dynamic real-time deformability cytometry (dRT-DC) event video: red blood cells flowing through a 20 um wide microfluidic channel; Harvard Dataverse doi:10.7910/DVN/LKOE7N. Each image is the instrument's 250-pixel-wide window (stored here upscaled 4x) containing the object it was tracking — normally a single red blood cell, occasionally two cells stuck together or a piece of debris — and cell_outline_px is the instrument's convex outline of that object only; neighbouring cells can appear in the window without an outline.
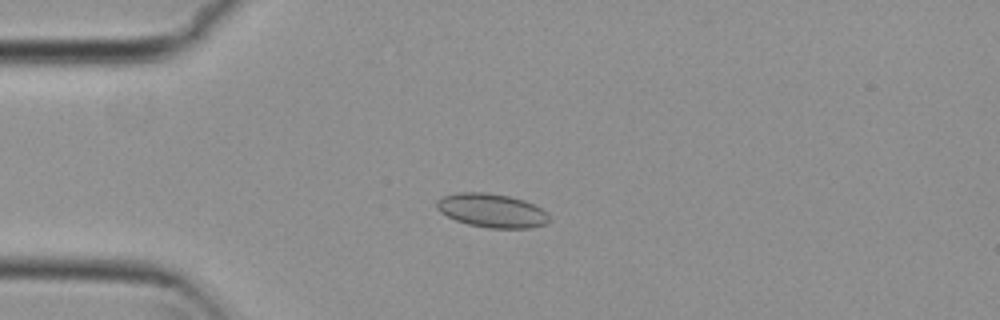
{"species": "common noctule bat (a hibernating species)", "species_latin": "Nyctalus noctula", "temperature_condition": "cold", "stored_images_in_passage": 46, "camera_frame_rate_fps": 3000, "um_per_image_px": 0.085, "animal": {"sex": "female", "body_mass_g": 29.2, "forearm_length_mm": 56.3}, "frame": {"image": 1, "passage_image": 5, "time_ms": 1.333, "image_size_px": [1000, 320], "cell_outline_px": [[552, 220], [548, 224], [532, 228], [488, 228], [468, 224], [456, 220], [440, 212], [436, 208], [436, 200], [444, 196], [460, 192], [488, 192], [508, 196], [524, 200], [548, 212]], "centroid_in_image_um": [41.85, 17.9], "position_along_channel_um": 43.2, "area_um2": 22.37}}
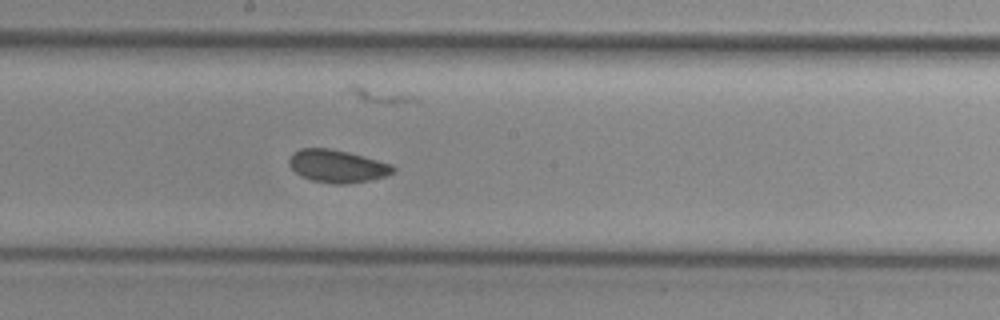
{"frame": {"image": 2, "passage_image": 21, "time_ms": 6.667, "image_size_px": [1000, 320], "cell_outline_px": [[396, 172], [384, 176], [368, 180], [348, 184], [332, 184], [312, 180], [300, 176], [288, 164], [288, 156], [292, 152], [300, 148], [328, 148], [348, 152], [364, 156], [392, 164], [396, 168]], "centroid_in_image_um": [28.64, 14.11], "position_along_channel_um": 219.6, "area_um2": 20.0}}
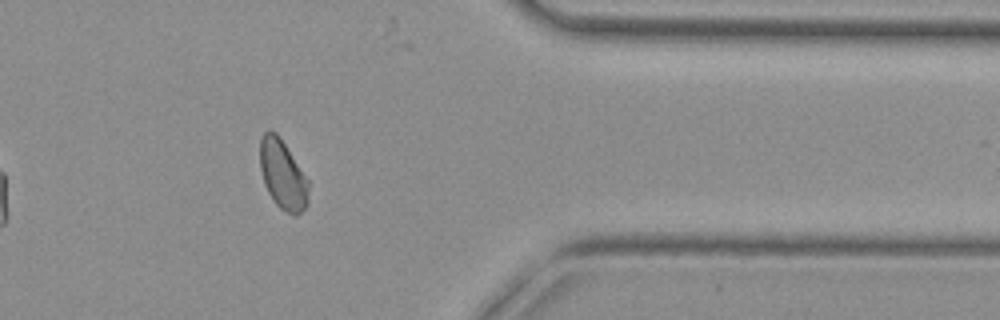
{"frame": {"image": 3, "passage_image": 36, "time_ms": 11.667, "image_size_px": [1000, 320], "cell_outline_px": [[308, 204], [296, 216], [280, 208], [276, 204], [268, 192], [264, 184], [260, 168], [260, 140], [264, 132], [268, 128], [276, 132], [280, 136], [308, 180]], "centroid_in_image_um": [24.01, 14.81], "position_along_channel_um": 387.4, "area_um2": 19.59}, "authors_computed_cell_mechanics": {"area_um2": 20.0277, "velocity_mm_per_s": 3.7315, "shape_relaxation_time_tau1_ms": null, "shape_relaxation_time_tau2_ms": 3.1093, "deformation_change_tau1": null, "deformation_change_tau2": 0.0567}}